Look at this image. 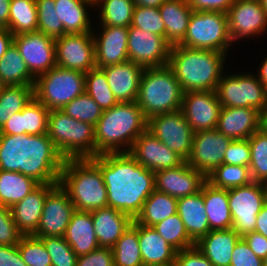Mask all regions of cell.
<instances>
[{
  "label": "cell",
  "instance_id": "1",
  "mask_svg": "<svg viewBox=\"0 0 267 266\" xmlns=\"http://www.w3.org/2000/svg\"><path fill=\"white\" fill-rule=\"evenodd\" d=\"M90 160L102 173L108 207L135 220L155 190L154 172L140 165L129 153H106Z\"/></svg>",
  "mask_w": 267,
  "mask_h": 266
},
{
  "label": "cell",
  "instance_id": "2",
  "mask_svg": "<svg viewBox=\"0 0 267 266\" xmlns=\"http://www.w3.org/2000/svg\"><path fill=\"white\" fill-rule=\"evenodd\" d=\"M64 161L47 134L0 135V170L58 184Z\"/></svg>",
  "mask_w": 267,
  "mask_h": 266
},
{
  "label": "cell",
  "instance_id": "3",
  "mask_svg": "<svg viewBox=\"0 0 267 266\" xmlns=\"http://www.w3.org/2000/svg\"><path fill=\"white\" fill-rule=\"evenodd\" d=\"M227 54L173 45L168 65L172 68L183 92L215 91L222 77Z\"/></svg>",
  "mask_w": 267,
  "mask_h": 266
},
{
  "label": "cell",
  "instance_id": "4",
  "mask_svg": "<svg viewBox=\"0 0 267 266\" xmlns=\"http://www.w3.org/2000/svg\"><path fill=\"white\" fill-rule=\"evenodd\" d=\"M146 129L147 119L136 102H122L103 110L94 126L95 156L129 153L134 141Z\"/></svg>",
  "mask_w": 267,
  "mask_h": 266
},
{
  "label": "cell",
  "instance_id": "5",
  "mask_svg": "<svg viewBox=\"0 0 267 266\" xmlns=\"http://www.w3.org/2000/svg\"><path fill=\"white\" fill-rule=\"evenodd\" d=\"M59 184L78 211L91 212L108 206L102 173L90 159L65 160Z\"/></svg>",
  "mask_w": 267,
  "mask_h": 266
},
{
  "label": "cell",
  "instance_id": "6",
  "mask_svg": "<svg viewBox=\"0 0 267 266\" xmlns=\"http://www.w3.org/2000/svg\"><path fill=\"white\" fill-rule=\"evenodd\" d=\"M183 93L168 64L144 68L135 102L148 120L155 115L181 110Z\"/></svg>",
  "mask_w": 267,
  "mask_h": 266
},
{
  "label": "cell",
  "instance_id": "7",
  "mask_svg": "<svg viewBox=\"0 0 267 266\" xmlns=\"http://www.w3.org/2000/svg\"><path fill=\"white\" fill-rule=\"evenodd\" d=\"M47 135L65 160L95 157L94 126L75 120L62 110L49 111Z\"/></svg>",
  "mask_w": 267,
  "mask_h": 266
},
{
  "label": "cell",
  "instance_id": "8",
  "mask_svg": "<svg viewBox=\"0 0 267 266\" xmlns=\"http://www.w3.org/2000/svg\"><path fill=\"white\" fill-rule=\"evenodd\" d=\"M232 44L226 13L193 11L186 35L178 45L228 54Z\"/></svg>",
  "mask_w": 267,
  "mask_h": 266
},
{
  "label": "cell",
  "instance_id": "9",
  "mask_svg": "<svg viewBox=\"0 0 267 266\" xmlns=\"http://www.w3.org/2000/svg\"><path fill=\"white\" fill-rule=\"evenodd\" d=\"M83 93H85V74L58 66L39 75L34 85V97L49 111L61 110Z\"/></svg>",
  "mask_w": 267,
  "mask_h": 266
},
{
  "label": "cell",
  "instance_id": "10",
  "mask_svg": "<svg viewBox=\"0 0 267 266\" xmlns=\"http://www.w3.org/2000/svg\"><path fill=\"white\" fill-rule=\"evenodd\" d=\"M225 74H222L215 90L222 107L256 108L264 115L267 92L257 76L250 72Z\"/></svg>",
  "mask_w": 267,
  "mask_h": 266
},
{
  "label": "cell",
  "instance_id": "11",
  "mask_svg": "<svg viewBox=\"0 0 267 266\" xmlns=\"http://www.w3.org/2000/svg\"><path fill=\"white\" fill-rule=\"evenodd\" d=\"M228 201L234 229L239 236L255 231L257 215L266 203L263 183L228 189Z\"/></svg>",
  "mask_w": 267,
  "mask_h": 266
},
{
  "label": "cell",
  "instance_id": "12",
  "mask_svg": "<svg viewBox=\"0 0 267 266\" xmlns=\"http://www.w3.org/2000/svg\"><path fill=\"white\" fill-rule=\"evenodd\" d=\"M147 130L184 161L189 159L194 132L181 110L149 118Z\"/></svg>",
  "mask_w": 267,
  "mask_h": 266
},
{
  "label": "cell",
  "instance_id": "13",
  "mask_svg": "<svg viewBox=\"0 0 267 266\" xmlns=\"http://www.w3.org/2000/svg\"><path fill=\"white\" fill-rule=\"evenodd\" d=\"M56 66L86 74L96 68L93 32L55 38Z\"/></svg>",
  "mask_w": 267,
  "mask_h": 266
},
{
  "label": "cell",
  "instance_id": "14",
  "mask_svg": "<svg viewBox=\"0 0 267 266\" xmlns=\"http://www.w3.org/2000/svg\"><path fill=\"white\" fill-rule=\"evenodd\" d=\"M76 211L66 190L58 183L48 193L35 237H63Z\"/></svg>",
  "mask_w": 267,
  "mask_h": 266
},
{
  "label": "cell",
  "instance_id": "15",
  "mask_svg": "<svg viewBox=\"0 0 267 266\" xmlns=\"http://www.w3.org/2000/svg\"><path fill=\"white\" fill-rule=\"evenodd\" d=\"M226 14L232 42L262 36L267 31V13L260 0H235Z\"/></svg>",
  "mask_w": 267,
  "mask_h": 266
},
{
  "label": "cell",
  "instance_id": "16",
  "mask_svg": "<svg viewBox=\"0 0 267 266\" xmlns=\"http://www.w3.org/2000/svg\"><path fill=\"white\" fill-rule=\"evenodd\" d=\"M171 45L162 37L136 27H129L127 53L129 61L143 68L160 67L169 62Z\"/></svg>",
  "mask_w": 267,
  "mask_h": 266
},
{
  "label": "cell",
  "instance_id": "17",
  "mask_svg": "<svg viewBox=\"0 0 267 266\" xmlns=\"http://www.w3.org/2000/svg\"><path fill=\"white\" fill-rule=\"evenodd\" d=\"M13 43L35 78L56 66L54 38L36 31L14 35Z\"/></svg>",
  "mask_w": 267,
  "mask_h": 266
},
{
  "label": "cell",
  "instance_id": "18",
  "mask_svg": "<svg viewBox=\"0 0 267 266\" xmlns=\"http://www.w3.org/2000/svg\"><path fill=\"white\" fill-rule=\"evenodd\" d=\"M231 141L216 129L194 132L192 151L186 162L207 176L224 163V154Z\"/></svg>",
  "mask_w": 267,
  "mask_h": 266
},
{
  "label": "cell",
  "instance_id": "19",
  "mask_svg": "<svg viewBox=\"0 0 267 266\" xmlns=\"http://www.w3.org/2000/svg\"><path fill=\"white\" fill-rule=\"evenodd\" d=\"M221 108L216 91L183 93L181 111L193 132L216 129Z\"/></svg>",
  "mask_w": 267,
  "mask_h": 266
},
{
  "label": "cell",
  "instance_id": "20",
  "mask_svg": "<svg viewBox=\"0 0 267 266\" xmlns=\"http://www.w3.org/2000/svg\"><path fill=\"white\" fill-rule=\"evenodd\" d=\"M155 189L176 199L201 191L206 176L191 167L186 161L181 165L154 173Z\"/></svg>",
  "mask_w": 267,
  "mask_h": 266
},
{
  "label": "cell",
  "instance_id": "21",
  "mask_svg": "<svg viewBox=\"0 0 267 266\" xmlns=\"http://www.w3.org/2000/svg\"><path fill=\"white\" fill-rule=\"evenodd\" d=\"M129 154L154 173L181 165L184 160L147 129L134 141Z\"/></svg>",
  "mask_w": 267,
  "mask_h": 266
},
{
  "label": "cell",
  "instance_id": "22",
  "mask_svg": "<svg viewBox=\"0 0 267 266\" xmlns=\"http://www.w3.org/2000/svg\"><path fill=\"white\" fill-rule=\"evenodd\" d=\"M99 33L93 31L96 68L121 64L129 61L127 53L129 27L99 26ZM96 34H99L96 36Z\"/></svg>",
  "mask_w": 267,
  "mask_h": 266
},
{
  "label": "cell",
  "instance_id": "23",
  "mask_svg": "<svg viewBox=\"0 0 267 266\" xmlns=\"http://www.w3.org/2000/svg\"><path fill=\"white\" fill-rule=\"evenodd\" d=\"M263 121L256 108L222 107L216 130L231 140L248 139L263 127Z\"/></svg>",
  "mask_w": 267,
  "mask_h": 266
},
{
  "label": "cell",
  "instance_id": "24",
  "mask_svg": "<svg viewBox=\"0 0 267 266\" xmlns=\"http://www.w3.org/2000/svg\"><path fill=\"white\" fill-rule=\"evenodd\" d=\"M102 70L105 72L109 87L118 103L136 101L144 71L142 66L127 61L104 67Z\"/></svg>",
  "mask_w": 267,
  "mask_h": 266
},
{
  "label": "cell",
  "instance_id": "25",
  "mask_svg": "<svg viewBox=\"0 0 267 266\" xmlns=\"http://www.w3.org/2000/svg\"><path fill=\"white\" fill-rule=\"evenodd\" d=\"M56 184H40L10 208L15 225L23 235H33L39 227L47 193Z\"/></svg>",
  "mask_w": 267,
  "mask_h": 266
},
{
  "label": "cell",
  "instance_id": "26",
  "mask_svg": "<svg viewBox=\"0 0 267 266\" xmlns=\"http://www.w3.org/2000/svg\"><path fill=\"white\" fill-rule=\"evenodd\" d=\"M91 215L98 246L103 248H112L133 222L129 215L108 206L91 211Z\"/></svg>",
  "mask_w": 267,
  "mask_h": 266
},
{
  "label": "cell",
  "instance_id": "27",
  "mask_svg": "<svg viewBox=\"0 0 267 266\" xmlns=\"http://www.w3.org/2000/svg\"><path fill=\"white\" fill-rule=\"evenodd\" d=\"M240 238L234 229L213 230L201 237L195 246L213 266H230L232 252Z\"/></svg>",
  "mask_w": 267,
  "mask_h": 266
},
{
  "label": "cell",
  "instance_id": "28",
  "mask_svg": "<svg viewBox=\"0 0 267 266\" xmlns=\"http://www.w3.org/2000/svg\"><path fill=\"white\" fill-rule=\"evenodd\" d=\"M177 214L195 243L211 231L203 201V186L198 193L178 199Z\"/></svg>",
  "mask_w": 267,
  "mask_h": 266
},
{
  "label": "cell",
  "instance_id": "29",
  "mask_svg": "<svg viewBox=\"0 0 267 266\" xmlns=\"http://www.w3.org/2000/svg\"><path fill=\"white\" fill-rule=\"evenodd\" d=\"M77 256L99 248L91 212L76 210L63 236Z\"/></svg>",
  "mask_w": 267,
  "mask_h": 266
},
{
  "label": "cell",
  "instance_id": "30",
  "mask_svg": "<svg viewBox=\"0 0 267 266\" xmlns=\"http://www.w3.org/2000/svg\"><path fill=\"white\" fill-rule=\"evenodd\" d=\"M55 10L60 18L66 34L93 32L90 14L94 0H54Z\"/></svg>",
  "mask_w": 267,
  "mask_h": 266
},
{
  "label": "cell",
  "instance_id": "31",
  "mask_svg": "<svg viewBox=\"0 0 267 266\" xmlns=\"http://www.w3.org/2000/svg\"><path fill=\"white\" fill-rule=\"evenodd\" d=\"M138 239L144 266L174 264L177 251L154 227L138 224Z\"/></svg>",
  "mask_w": 267,
  "mask_h": 266
},
{
  "label": "cell",
  "instance_id": "32",
  "mask_svg": "<svg viewBox=\"0 0 267 266\" xmlns=\"http://www.w3.org/2000/svg\"><path fill=\"white\" fill-rule=\"evenodd\" d=\"M166 30V41L179 44L185 37L193 10L186 0H166L159 8Z\"/></svg>",
  "mask_w": 267,
  "mask_h": 266
},
{
  "label": "cell",
  "instance_id": "33",
  "mask_svg": "<svg viewBox=\"0 0 267 266\" xmlns=\"http://www.w3.org/2000/svg\"><path fill=\"white\" fill-rule=\"evenodd\" d=\"M203 201L210 230L232 229L233 219L228 201V190L203 184Z\"/></svg>",
  "mask_w": 267,
  "mask_h": 266
},
{
  "label": "cell",
  "instance_id": "34",
  "mask_svg": "<svg viewBox=\"0 0 267 266\" xmlns=\"http://www.w3.org/2000/svg\"><path fill=\"white\" fill-rule=\"evenodd\" d=\"M39 185L35 179L20 172L0 170V205L11 208Z\"/></svg>",
  "mask_w": 267,
  "mask_h": 266
},
{
  "label": "cell",
  "instance_id": "35",
  "mask_svg": "<svg viewBox=\"0 0 267 266\" xmlns=\"http://www.w3.org/2000/svg\"><path fill=\"white\" fill-rule=\"evenodd\" d=\"M178 199L158 190L144 202L141 213L136 217L138 224L153 227L164 219L177 214Z\"/></svg>",
  "mask_w": 267,
  "mask_h": 266
},
{
  "label": "cell",
  "instance_id": "36",
  "mask_svg": "<svg viewBox=\"0 0 267 266\" xmlns=\"http://www.w3.org/2000/svg\"><path fill=\"white\" fill-rule=\"evenodd\" d=\"M0 78L4 85H35L36 78L30 73L14 43L0 60Z\"/></svg>",
  "mask_w": 267,
  "mask_h": 266
},
{
  "label": "cell",
  "instance_id": "37",
  "mask_svg": "<svg viewBox=\"0 0 267 266\" xmlns=\"http://www.w3.org/2000/svg\"><path fill=\"white\" fill-rule=\"evenodd\" d=\"M114 266H144L138 239V223L132 224L112 247Z\"/></svg>",
  "mask_w": 267,
  "mask_h": 266
},
{
  "label": "cell",
  "instance_id": "38",
  "mask_svg": "<svg viewBox=\"0 0 267 266\" xmlns=\"http://www.w3.org/2000/svg\"><path fill=\"white\" fill-rule=\"evenodd\" d=\"M7 29L13 35L38 31L35 0H11Z\"/></svg>",
  "mask_w": 267,
  "mask_h": 266
},
{
  "label": "cell",
  "instance_id": "39",
  "mask_svg": "<svg viewBox=\"0 0 267 266\" xmlns=\"http://www.w3.org/2000/svg\"><path fill=\"white\" fill-rule=\"evenodd\" d=\"M34 98V85H4L0 89V129Z\"/></svg>",
  "mask_w": 267,
  "mask_h": 266
},
{
  "label": "cell",
  "instance_id": "40",
  "mask_svg": "<svg viewBox=\"0 0 267 266\" xmlns=\"http://www.w3.org/2000/svg\"><path fill=\"white\" fill-rule=\"evenodd\" d=\"M94 6V10L99 7L100 26H131L135 7L133 0H94Z\"/></svg>",
  "mask_w": 267,
  "mask_h": 266
},
{
  "label": "cell",
  "instance_id": "41",
  "mask_svg": "<svg viewBox=\"0 0 267 266\" xmlns=\"http://www.w3.org/2000/svg\"><path fill=\"white\" fill-rule=\"evenodd\" d=\"M207 182L222 189H232L251 183L252 177L248 166L221 164L206 176Z\"/></svg>",
  "mask_w": 267,
  "mask_h": 266
},
{
  "label": "cell",
  "instance_id": "42",
  "mask_svg": "<svg viewBox=\"0 0 267 266\" xmlns=\"http://www.w3.org/2000/svg\"><path fill=\"white\" fill-rule=\"evenodd\" d=\"M85 93L103 109H110L118 104L107 82L105 72L100 68L91 69L85 74Z\"/></svg>",
  "mask_w": 267,
  "mask_h": 266
},
{
  "label": "cell",
  "instance_id": "43",
  "mask_svg": "<svg viewBox=\"0 0 267 266\" xmlns=\"http://www.w3.org/2000/svg\"><path fill=\"white\" fill-rule=\"evenodd\" d=\"M251 161L249 164L253 181L267 182V130L262 127L248 138Z\"/></svg>",
  "mask_w": 267,
  "mask_h": 266
},
{
  "label": "cell",
  "instance_id": "44",
  "mask_svg": "<svg viewBox=\"0 0 267 266\" xmlns=\"http://www.w3.org/2000/svg\"><path fill=\"white\" fill-rule=\"evenodd\" d=\"M153 227L177 252L195 245L178 214L164 219Z\"/></svg>",
  "mask_w": 267,
  "mask_h": 266
},
{
  "label": "cell",
  "instance_id": "45",
  "mask_svg": "<svg viewBox=\"0 0 267 266\" xmlns=\"http://www.w3.org/2000/svg\"><path fill=\"white\" fill-rule=\"evenodd\" d=\"M61 110L73 119L92 126L96 125L103 113V109L86 93L74 98Z\"/></svg>",
  "mask_w": 267,
  "mask_h": 266
},
{
  "label": "cell",
  "instance_id": "46",
  "mask_svg": "<svg viewBox=\"0 0 267 266\" xmlns=\"http://www.w3.org/2000/svg\"><path fill=\"white\" fill-rule=\"evenodd\" d=\"M49 110L35 97L23 108V134H47Z\"/></svg>",
  "mask_w": 267,
  "mask_h": 266
},
{
  "label": "cell",
  "instance_id": "47",
  "mask_svg": "<svg viewBox=\"0 0 267 266\" xmlns=\"http://www.w3.org/2000/svg\"><path fill=\"white\" fill-rule=\"evenodd\" d=\"M38 14V31L52 38L66 34L64 26L55 10L54 0H35Z\"/></svg>",
  "mask_w": 267,
  "mask_h": 266
},
{
  "label": "cell",
  "instance_id": "48",
  "mask_svg": "<svg viewBox=\"0 0 267 266\" xmlns=\"http://www.w3.org/2000/svg\"><path fill=\"white\" fill-rule=\"evenodd\" d=\"M17 246L27 266H52L50 255L40 238L23 235Z\"/></svg>",
  "mask_w": 267,
  "mask_h": 266
},
{
  "label": "cell",
  "instance_id": "49",
  "mask_svg": "<svg viewBox=\"0 0 267 266\" xmlns=\"http://www.w3.org/2000/svg\"><path fill=\"white\" fill-rule=\"evenodd\" d=\"M131 26L162 36L166 40L164 21L158 8L135 5Z\"/></svg>",
  "mask_w": 267,
  "mask_h": 266
},
{
  "label": "cell",
  "instance_id": "50",
  "mask_svg": "<svg viewBox=\"0 0 267 266\" xmlns=\"http://www.w3.org/2000/svg\"><path fill=\"white\" fill-rule=\"evenodd\" d=\"M48 251L52 266H76L78 256L64 237H38Z\"/></svg>",
  "mask_w": 267,
  "mask_h": 266
},
{
  "label": "cell",
  "instance_id": "51",
  "mask_svg": "<svg viewBox=\"0 0 267 266\" xmlns=\"http://www.w3.org/2000/svg\"><path fill=\"white\" fill-rule=\"evenodd\" d=\"M22 236L12 218L10 208L0 205V245H17Z\"/></svg>",
  "mask_w": 267,
  "mask_h": 266
},
{
  "label": "cell",
  "instance_id": "52",
  "mask_svg": "<svg viewBox=\"0 0 267 266\" xmlns=\"http://www.w3.org/2000/svg\"><path fill=\"white\" fill-rule=\"evenodd\" d=\"M250 161L251 151L248 139L232 140L224 154V163L249 167Z\"/></svg>",
  "mask_w": 267,
  "mask_h": 266
},
{
  "label": "cell",
  "instance_id": "53",
  "mask_svg": "<svg viewBox=\"0 0 267 266\" xmlns=\"http://www.w3.org/2000/svg\"><path fill=\"white\" fill-rule=\"evenodd\" d=\"M230 266H263V259L255 255L241 237L232 252Z\"/></svg>",
  "mask_w": 267,
  "mask_h": 266
},
{
  "label": "cell",
  "instance_id": "54",
  "mask_svg": "<svg viewBox=\"0 0 267 266\" xmlns=\"http://www.w3.org/2000/svg\"><path fill=\"white\" fill-rule=\"evenodd\" d=\"M76 266H114L112 248L99 247L88 254L80 255Z\"/></svg>",
  "mask_w": 267,
  "mask_h": 266
},
{
  "label": "cell",
  "instance_id": "55",
  "mask_svg": "<svg viewBox=\"0 0 267 266\" xmlns=\"http://www.w3.org/2000/svg\"><path fill=\"white\" fill-rule=\"evenodd\" d=\"M174 266H213L211 262L194 245L193 247L178 251Z\"/></svg>",
  "mask_w": 267,
  "mask_h": 266
},
{
  "label": "cell",
  "instance_id": "56",
  "mask_svg": "<svg viewBox=\"0 0 267 266\" xmlns=\"http://www.w3.org/2000/svg\"><path fill=\"white\" fill-rule=\"evenodd\" d=\"M193 11H218L227 13L235 0H186Z\"/></svg>",
  "mask_w": 267,
  "mask_h": 266
},
{
  "label": "cell",
  "instance_id": "57",
  "mask_svg": "<svg viewBox=\"0 0 267 266\" xmlns=\"http://www.w3.org/2000/svg\"><path fill=\"white\" fill-rule=\"evenodd\" d=\"M0 266H27V264L23 261L17 245H0Z\"/></svg>",
  "mask_w": 267,
  "mask_h": 266
},
{
  "label": "cell",
  "instance_id": "58",
  "mask_svg": "<svg viewBox=\"0 0 267 266\" xmlns=\"http://www.w3.org/2000/svg\"><path fill=\"white\" fill-rule=\"evenodd\" d=\"M255 255L264 259L267 255V238L258 232H249L242 236Z\"/></svg>",
  "mask_w": 267,
  "mask_h": 266
},
{
  "label": "cell",
  "instance_id": "59",
  "mask_svg": "<svg viewBox=\"0 0 267 266\" xmlns=\"http://www.w3.org/2000/svg\"><path fill=\"white\" fill-rule=\"evenodd\" d=\"M23 134L22 111L13 114L4 126L0 129V135H20Z\"/></svg>",
  "mask_w": 267,
  "mask_h": 266
},
{
  "label": "cell",
  "instance_id": "60",
  "mask_svg": "<svg viewBox=\"0 0 267 266\" xmlns=\"http://www.w3.org/2000/svg\"><path fill=\"white\" fill-rule=\"evenodd\" d=\"M255 232L264 235L267 238V203H265L257 215Z\"/></svg>",
  "mask_w": 267,
  "mask_h": 266
},
{
  "label": "cell",
  "instance_id": "61",
  "mask_svg": "<svg viewBox=\"0 0 267 266\" xmlns=\"http://www.w3.org/2000/svg\"><path fill=\"white\" fill-rule=\"evenodd\" d=\"M13 36L7 28H0V60L6 53V50L12 45Z\"/></svg>",
  "mask_w": 267,
  "mask_h": 266
},
{
  "label": "cell",
  "instance_id": "62",
  "mask_svg": "<svg viewBox=\"0 0 267 266\" xmlns=\"http://www.w3.org/2000/svg\"><path fill=\"white\" fill-rule=\"evenodd\" d=\"M11 0H0V28L8 27Z\"/></svg>",
  "mask_w": 267,
  "mask_h": 266
},
{
  "label": "cell",
  "instance_id": "63",
  "mask_svg": "<svg viewBox=\"0 0 267 266\" xmlns=\"http://www.w3.org/2000/svg\"><path fill=\"white\" fill-rule=\"evenodd\" d=\"M263 60L261 65L258 66V70H256L258 72L256 73V76L267 92V55H265Z\"/></svg>",
  "mask_w": 267,
  "mask_h": 266
},
{
  "label": "cell",
  "instance_id": "64",
  "mask_svg": "<svg viewBox=\"0 0 267 266\" xmlns=\"http://www.w3.org/2000/svg\"><path fill=\"white\" fill-rule=\"evenodd\" d=\"M136 6L159 8L166 0H133Z\"/></svg>",
  "mask_w": 267,
  "mask_h": 266
},
{
  "label": "cell",
  "instance_id": "65",
  "mask_svg": "<svg viewBox=\"0 0 267 266\" xmlns=\"http://www.w3.org/2000/svg\"><path fill=\"white\" fill-rule=\"evenodd\" d=\"M260 2H261L263 9L267 13V0H260Z\"/></svg>",
  "mask_w": 267,
  "mask_h": 266
},
{
  "label": "cell",
  "instance_id": "66",
  "mask_svg": "<svg viewBox=\"0 0 267 266\" xmlns=\"http://www.w3.org/2000/svg\"><path fill=\"white\" fill-rule=\"evenodd\" d=\"M263 127L267 130V113L264 114Z\"/></svg>",
  "mask_w": 267,
  "mask_h": 266
},
{
  "label": "cell",
  "instance_id": "67",
  "mask_svg": "<svg viewBox=\"0 0 267 266\" xmlns=\"http://www.w3.org/2000/svg\"><path fill=\"white\" fill-rule=\"evenodd\" d=\"M145 266H174V264H153V265H145Z\"/></svg>",
  "mask_w": 267,
  "mask_h": 266
},
{
  "label": "cell",
  "instance_id": "68",
  "mask_svg": "<svg viewBox=\"0 0 267 266\" xmlns=\"http://www.w3.org/2000/svg\"><path fill=\"white\" fill-rule=\"evenodd\" d=\"M263 185H264V191H265V199L267 203V182L263 183Z\"/></svg>",
  "mask_w": 267,
  "mask_h": 266
},
{
  "label": "cell",
  "instance_id": "69",
  "mask_svg": "<svg viewBox=\"0 0 267 266\" xmlns=\"http://www.w3.org/2000/svg\"><path fill=\"white\" fill-rule=\"evenodd\" d=\"M263 266H267V255H266V257L263 259Z\"/></svg>",
  "mask_w": 267,
  "mask_h": 266
},
{
  "label": "cell",
  "instance_id": "70",
  "mask_svg": "<svg viewBox=\"0 0 267 266\" xmlns=\"http://www.w3.org/2000/svg\"><path fill=\"white\" fill-rule=\"evenodd\" d=\"M4 86L3 82L1 81V78H0V89Z\"/></svg>",
  "mask_w": 267,
  "mask_h": 266
}]
</instances>
